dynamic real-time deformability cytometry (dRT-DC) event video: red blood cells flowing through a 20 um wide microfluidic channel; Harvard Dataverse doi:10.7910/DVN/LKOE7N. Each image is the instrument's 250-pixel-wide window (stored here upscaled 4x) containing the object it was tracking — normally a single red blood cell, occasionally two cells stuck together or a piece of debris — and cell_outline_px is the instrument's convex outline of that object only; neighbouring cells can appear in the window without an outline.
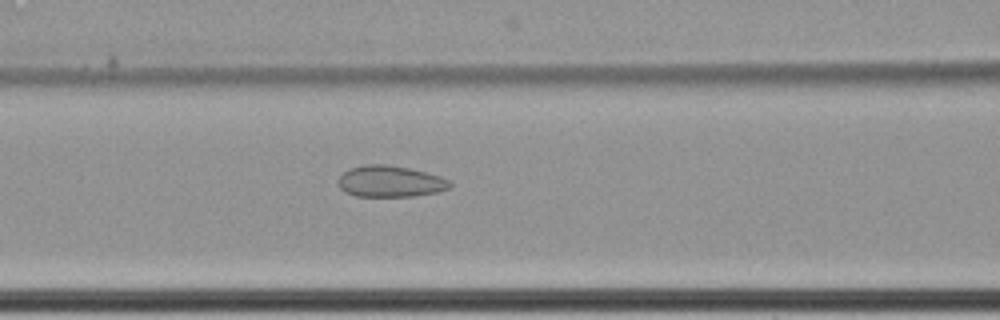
{"species": "common noctule bat (a hibernating species)", "species_latin": "Nyctalus noctula", "temperature_condition": "cold", "stored_images_in_passage": 63, "camera_frame_rate_fps": 3000, "um_per_image_px": 0.085, "animal": {"sex": "female", "body_mass_g": 22.7, "forearm_length_mm": 54.2}, "frame": {"image": 1, "passage_image": 30, "time_ms": 9.667, "image_size_px": [1000, 320], "cell_outline_px": [[452, 188], [440, 192], [412, 196], [356, 196], [344, 192], [336, 184], [336, 180], [348, 168], [364, 164], [384, 164], [408, 168], [440, 176], [448, 180], [452, 184]], "centroid_in_image_um": [33.14, 15.42], "position_along_channel_um": 133.5, "area_um2": 20.63}}
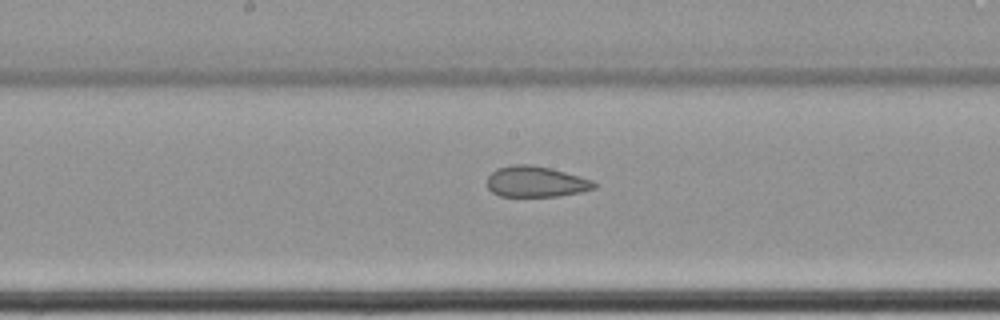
{"frame": {"image": 2, "passage_image": 36, "time_ms": 11.667, "image_size_px": [1000, 320], "cell_outline_px": [[596, 188], [580, 192], [560, 196], [500, 196], [492, 192], [488, 188], [488, 176], [496, 168], [512, 164], [532, 164], [552, 168], [592, 180], [596, 184]], "centroid_in_image_um": [45.54, 15.43], "position_along_channel_um": 202.7, "area_um2": 19.31}}
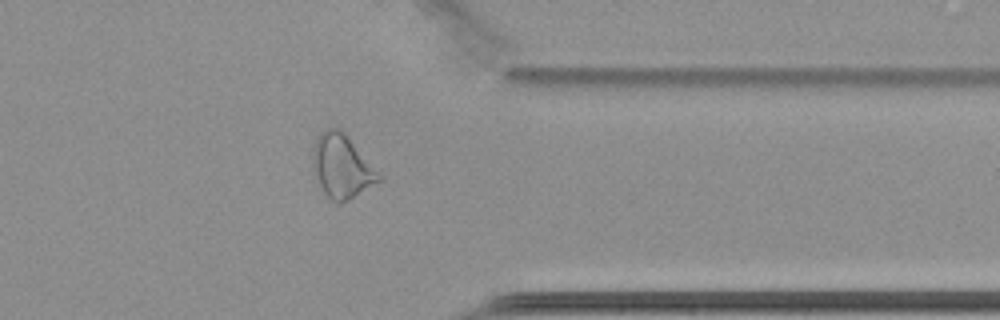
{"frame": {"image": 3, "passage_image": 52, "time_ms": 17.0, "image_size_px": [1000, 320], "cell_outline_px": [[384, 176], [380, 180], [340, 204], [336, 204], [324, 192], [312, 168], [312, 152], [316, 140], [320, 132], [328, 128], [336, 128], [344, 132]], "centroid_in_image_um": [29.06, 14.12], "position_along_channel_um": 382.3, "area_um2": 24.22}, "authors_computed_cell_mechanics": {"area_um2": 25.7788, "velocity_mm_per_s": 3.4645, "shape_relaxation_time_tau1_ms": null, "shape_relaxation_time_tau2_ms": 1.403, "deformation_change_tau1": null, "deformation_change_tau2": 0.0686}}